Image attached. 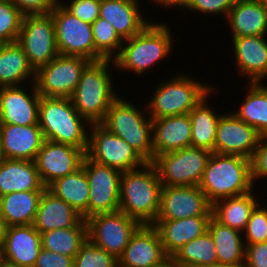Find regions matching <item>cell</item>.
<instances>
[{
    "mask_svg": "<svg viewBox=\"0 0 267 267\" xmlns=\"http://www.w3.org/2000/svg\"><path fill=\"white\" fill-rule=\"evenodd\" d=\"M110 65L116 68L113 60L91 62L70 97L75 109L90 124L101 123L110 105L119 97L113 88Z\"/></svg>",
    "mask_w": 267,
    "mask_h": 267,
    "instance_id": "5b68a950",
    "label": "cell"
},
{
    "mask_svg": "<svg viewBox=\"0 0 267 267\" xmlns=\"http://www.w3.org/2000/svg\"><path fill=\"white\" fill-rule=\"evenodd\" d=\"M178 73L169 81L159 82L146 108L151 119L188 114L200 101L215 89L208 83ZM174 77V78H173ZM214 88V89H213Z\"/></svg>",
    "mask_w": 267,
    "mask_h": 267,
    "instance_id": "52a82bcc",
    "label": "cell"
},
{
    "mask_svg": "<svg viewBox=\"0 0 267 267\" xmlns=\"http://www.w3.org/2000/svg\"><path fill=\"white\" fill-rule=\"evenodd\" d=\"M42 248L74 258L87 239V224L81 219L72 228H60L41 233Z\"/></svg>",
    "mask_w": 267,
    "mask_h": 267,
    "instance_id": "8d00e7d4",
    "label": "cell"
},
{
    "mask_svg": "<svg viewBox=\"0 0 267 267\" xmlns=\"http://www.w3.org/2000/svg\"><path fill=\"white\" fill-rule=\"evenodd\" d=\"M244 267H267V241L245 245Z\"/></svg>",
    "mask_w": 267,
    "mask_h": 267,
    "instance_id": "bcb514c9",
    "label": "cell"
},
{
    "mask_svg": "<svg viewBox=\"0 0 267 267\" xmlns=\"http://www.w3.org/2000/svg\"><path fill=\"white\" fill-rule=\"evenodd\" d=\"M3 225H2V221L0 219V247H1V244H2V236H3Z\"/></svg>",
    "mask_w": 267,
    "mask_h": 267,
    "instance_id": "f907efd6",
    "label": "cell"
},
{
    "mask_svg": "<svg viewBox=\"0 0 267 267\" xmlns=\"http://www.w3.org/2000/svg\"><path fill=\"white\" fill-rule=\"evenodd\" d=\"M172 36L168 23L150 22L139 34L124 40L120 53L113 60L116 70L144 75L173 52Z\"/></svg>",
    "mask_w": 267,
    "mask_h": 267,
    "instance_id": "7a4b0ae2",
    "label": "cell"
},
{
    "mask_svg": "<svg viewBox=\"0 0 267 267\" xmlns=\"http://www.w3.org/2000/svg\"><path fill=\"white\" fill-rule=\"evenodd\" d=\"M253 192L254 190L216 201L212 205V216L221 224L242 233L250 219L251 212L260 203L259 198H256Z\"/></svg>",
    "mask_w": 267,
    "mask_h": 267,
    "instance_id": "1f68e13d",
    "label": "cell"
},
{
    "mask_svg": "<svg viewBox=\"0 0 267 267\" xmlns=\"http://www.w3.org/2000/svg\"><path fill=\"white\" fill-rule=\"evenodd\" d=\"M211 151L187 147L156 156L152 161L162 186H198Z\"/></svg>",
    "mask_w": 267,
    "mask_h": 267,
    "instance_id": "ba28073f",
    "label": "cell"
},
{
    "mask_svg": "<svg viewBox=\"0 0 267 267\" xmlns=\"http://www.w3.org/2000/svg\"><path fill=\"white\" fill-rule=\"evenodd\" d=\"M236 0H192L186 8L188 11L209 14L210 16L222 15L227 18L230 9L234 6Z\"/></svg>",
    "mask_w": 267,
    "mask_h": 267,
    "instance_id": "ee69618b",
    "label": "cell"
},
{
    "mask_svg": "<svg viewBox=\"0 0 267 267\" xmlns=\"http://www.w3.org/2000/svg\"><path fill=\"white\" fill-rule=\"evenodd\" d=\"M215 90L211 91L188 114L191 119V147L204 148L214 152V144L218 121L222 114H216V109L208 105V99Z\"/></svg>",
    "mask_w": 267,
    "mask_h": 267,
    "instance_id": "836d02e7",
    "label": "cell"
},
{
    "mask_svg": "<svg viewBox=\"0 0 267 267\" xmlns=\"http://www.w3.org/2000/svg\"><path fill=\"white\" fill-rule=\"evenodd\" d=\"M0 267H16V266H11V265H9L7 263H4V262L0 261Z\"/></svg>",
    "mask_w": 267,
    "mask_h": 267,
    "instance_id": "816d5d0a",
    "label": "cell"
},
{
    "mask_svg": "<svg viewBox=\"0 0 267 267\" xmlns=\"http://www.w3.org/2000/svg\"><path fill=\"white\" fill-rule=\"evenodd\" d=\"M5 44H6V43L3 42V41L0 39V51H1L2 47H3Z\"/></svg>",
    "mask_w": 267,
    "mask_h": 267,
    "instance_id": "11a10c76",
    "label": "cell"
},
{
    "mask_svg": "<svg viewBox=\"0 0 267 267\" xmlns=\"http://www.w3.org/2000/svg\"><path fill=\"white\" fill-rule=\"evenodd\" d=\"M90 60L79 56L57 55L35 72L37 92L44 97H68L74 93Z\"/></svg>",
    "mask_w": 267,
    "mask_h": 267,
    "instance_id": "9c48e42d",
    "label": "cell"
},
{
    "mask_svg": "<svg viewBox=\"0 0 267 267\" xmlns=\"http://www.w3.org/2000/svg\"><path fill=\"white\" fill-rule=\"evenodd\" d=\"M38 124L45 140L87 151L91 124L78 113L70 98L41 96Z\"/></svg>",
    "mask_w": 267,
    "mask_h": 267,
    "instance_id": "277c9868",
    "label": "cell"
},
{
    "mask_svg": "<svg viewBox=\"0 0 267 267\" xmlns=\"http://www.w3.org/2000/svg\"><path fill=\"white\" fill-rule=\"evenodd\" d=\"M86 156L94 162L120 172L141 167L146 163L130 145L101 123H93L89 126Z\"/></svg>",
    "mask_w": 267,
    "mask_h": 267,
    "instance_id": "30bf717a",
    "label": "cell"
},
{
    "mask_svg": "<svg viewBox=\"0 0 267 267\" xmlns=\"http://www.w3.org/2000/svg\"><path fill=\"white\" fill-rule=\"evenodd\" d=\"M207 231L215 244L218 264L229 267H244L245 243L240 231L218 222L213 216Z\"/></svg>",
    "mask_w": 267,
    "mask_h": 267,
    "instance_id": "f1b7e54d",
    "label": "cell"
},
{
    "mask_svg": "<svg viewBox=\"0 0 267 267\" xmlns=\"http://www.w3.org/2000/svg\"><path fill=\"white\" fill-rule=\"evenodd\" d=\"M198 186L211 205L220 199L253 191L249 159L212 152Z\"/></svg>",
    "mask_w": 267,
    "mask_h": 267,
    "instance_id": "3957f363",
    "label": "cell"
},
{
    "mask_svg": "<svg viewBox=\"0 0 267 267\" xmlns=\"http://www.w3.org/2000/svg\"><path fill=\"white\" fill-rule=\"evenodd\" d=\"M231 38L236 71L247 77L249 83L264 82L267 79V35Z\"/></svg>",
    "mask_w": 267,
    "mask_h": 267,
    "instance_id": "44dd1931",
    "label": "cell"
},
{
    "mask_svg": "<svg viewBox=\"0 0 267 267\" xmlns=\"http://www.w3.org/2000/svg\"><path fill=\"white\" fill-rule=\"evenodd\" d=\"M141 4L133 0H100L99 17L109 21L119 36L129 39L139 34L151 21L144 17Z\"/></svg>",
    "mask_w": 267,
    "mask_h": 267,
    "instance_id": "d4e9b609",
    "label": "cell"
},
{
    "mask_svg": "<svg viewBox=\"0 0 267 267\" xmlns=\"http://www.w3.org/2000/svg\"><path fill=\"white\" fill-rule=\"evenodd\" d=\"M202 267H229V266H223V265H214V266H202Z\"/></svg>",
    "mask_w": 267,
    "mask_h": 267,
    "instance_id": "db71d44e",
    "label": "cell"
},
{
    "mask_svg": "<svg viewBox=\"0 0 267 267\" xmlns=\"http://www.w3.org/2000/svg\"><path fill=\"white\" fill-rule=\"evenodd\" d=\"M212 216H195L176 220H155L163 250L172 257L185 244L203 235Z\"/></svg>",
    "mask_w": 267,
    "mask_h": 267,
    "instance_id": "cb8c5ba5",
    "label": "cell"
},
{
    "mask_svg": "<svg viewBox=\"0 0 267 267\" xmlns=\"http://www.w3.org/2000/svg\"><path fill=\"white\" fill-rule=\"evenodd\" d=\"M154 267H175L172 258L168 257L163 263Z\"/></svg>",
    "mask_w": 267,
    "mask_h": 267,
    "instance_id": "681fc988",
    "label": "cell"
},
{
    "mask_svg": "<svg viewBox=\"0 0 267 267\" xmlns=\"http://www.w3.org/2000/svg\"><path fill=\"white\" fill-rule=\"evenodd\" d=\"M91 28L95 44V61L114 60L120 53L124 40L109 21L100 17L91 24Z\"/></svg>",
    "mask_w": 267,
    "mask_h": 267,
    "instance_id": "74e56055",
    "label": "cell"
},
{
    "mask_svg": "<svg viewBox=\"0 0 267 267\" xmlns=\"http://www.w3.org/2000/svg\"><path fill=\"white\" fill-rule=\"evenodd\" d=\"M226 19L231 37L267 35V8L258 0H236Z\"/></svg>",
    "mask_w": 267,
    "mask_h": 267,
    "instance_id": "4316f807",
    "label": "cell"
},
{
    "mask_svg": "<svg viewBox=\"0 0 267 267\" xmlns=\"http://www.w3.org/2000/svg\"><path fill=\"white\" fill-rule=\"evenodd\" d=\"M242 233L245 245L267 241V205L254 208Z\"/></svg>",
    "mask_w": 267,
    "mask_h": 267,
    "instance_id": "60d3db41",
    "label": "cell"
},
{
    "mask_svg": "<svg viewBox=\"0 0 267 267\" xmlns=\"http://www.w3.org/2000/svg\"><path fill=\"white\" fill-rule=\"evenodd\" d=\"M43 191L12 192L0 197L3 227L33 224Z\"/></svg>",
    "mask_w": 267,
    "mask_h": 267,
    "instance_id": "4dcf8cb0",
    "label": "cell"
},
{
    "mask_svg": "<svg viewBox=\"0 0 267 267\" xmlns=\"http://www.w3.org/2000/svg\"><path fill=\"white\" fill-rule=\"evenodd\" d=\"M17 43L35 71L59 55L51 13L24 15Z\"/></svg>",
    "mask_w": 267,
    "mask_h": 267,
    "instance_id": "8fae6325",
    "label": "cell"
},
{
    "mask_svg": "<svg viewBox=\"0 0 267 267\" xmlns=\"http://www.w3.org/2000/svg\"><path fill=\"white\" fill-rule=\"evenodd\" d=\"M189 114L152 119L153 160L156 156L191 147Z\"/></svg>",
    "mask_w": 267,
    "mask_h": 267,
    "instance_id": "603a6c76",
    "label": "cell"
},
{
    "mask_svg": "<svg viewBox=\"0 0 267 267\" xmlns=\"http://www.w3.org/2000/svg\"><path fill=\"white\" fill-rule=\"evenodd\" d=\"M212 216V205L199 186H162L155 220Z\"/></svg>",
    "mask_w": 267,
    "mask_h": 267,
    "instance_id": "9a60e30c",
    "label": "cell"
},
{
    "mask_svg": "<svg viewBox=\"0 0 267 267\" xmlns=\"http://www.w3.org/2000/svg\"><path fill=\"white\" fill-rule=\"evenodd\" d=\"M73 267H118V259L86 239L73 258Z\"/></svg>",
    "mask_w": 267,
    "mask_h": 267,
    "instance_id": "f35d334b",
    "label": "cell"
},
{
    "mask_svg": "<svg viewBox=\"0 0 267 267\" xmlns=\"http://www.w3.org/2000/svg\"><path fill=\"white\" fill-rule=\"evenodd\" d=\"M162 183L152 162L122 172L119 210L140 224H153L160 208Z\"/></svg>",
    "mask_w": 267,
    "mask_h": 267,
    "instance_id": "6da1fadb",
    "label": "cell"
},
{
    "mask_svg": "<svg viewBox=\"0 0 267 267\" xmlns=\"http://www.w3.org/2000/svg\"><path fill=\"white\" fill-rule=\"evenodd\" d=\"M2 159L1 149H0V160Z\"/></svg>",
    "mask_w": 267,
    "mask_h": 267,
    "instance_id": "9f6ffc18",
    "label": "cell"
},
{
    "mask_svg": "<svg viewBox=\"0 0 267 267\" xmlns=\"http://www.w3.org/2000/svg\"><path fill=\"white\" fill-rule=\"evenodd\" d=\"M223 113L218 121L214 153L240 155L249 159L261 135L231 111Z\"/></svg>",
    "mask_w": 267,
    "mask_h": 267,
    "instance_id": "ac0fdd59",
    "label": "cell"
},
{
    "mask_svg": "<svg viewBox=\"0 0 267 267\" xmlns=\"http://www.w3.org/2000/svg\"><path fill=\"white\" fill-rule=\"evenodd\" d=\"M24 15L48 14L59 0H10Z\"/></svg>",
    "mask_w": 267,
    "mask_h": 267,
    "instance_id": "f6af8a7d",
    "label": "cell"
},
{
    "mask_svg": "<svg viewBox=\"0 0 267 267\" xmlns=\"http://www.w3.org/2000/svg\"><path fill=\"white\" fill-rule=\"evenodd\" d=\"M167 258L157 229L152 224H141L118 258V267H154Z\"/></svg>",
    "mask_w": 267,
    "mask_h": 267,
    "instance_id": "ffe728a7",
    "label": "cell"
},
{
    "mask_svg": "<svg viewBox=\"0 0 267 267\" xmlns=\"http://www.w3.org/2000/svg\"><path fill=\"white\" fill-rule=\"evenodd\" d=\"M250 175L254 185L259 179L267 178V136H261L258 146L249 158ZM258 179V180H257Z\"/></svg>",
    "mask_w": 267,
    "mask_h": 267,
    "instance_id": "7bdbcfd3",
    "label": "cell"
},
{
    "mask_svg": "<svg viewBox=\"0 0 267 267\" xmlns=\"http://www.w3.org/2000/svg\"><path fill=\"white\" fill-rule=\"evenodd\" d=\"M258 1L267 8V0H258Z\"/></svg>",
    "mask_w": 267,
    "mask_h": 267,
    "instance_id": "f5cc1de1",
    "label": "cell"
},
{
    "mask_svg": "<svg viewBox=\"0 0 267 267\" xmlns=\"http://www.w3.org/2000/svg\"><path fill=\"white\" fill-rule=\"evenodd\" d=\"M171 258L175 267L218 265L215 244L208 231L185 244Z\"/></svg>",
    "mask_w": 267,
    "mask_h": 267,
    "instance_id": "d590c367",
    "label": "cell"
},
{
    "mask_svg": "<svg viewBox=\"0 0 267 267\" xmlns=\"http://www.w3.org/2000/svg\"><path fill=\"white\" fill-rule=\"evenodd\" d=\"M85 156L83 149L45 140L34 162L43 185L48 187L56 179L80 169Z\"/></svg>",
    "mask_w": 267,
    "mask_h": 267,
    "instance_id": "2e32d148",
    "label": "cell"
},
{
    "mask_svg": "<svg viewBox=\"0 0 267 267\" xmlns=\"http://www.w3.org/2000/svg\"><path fill=\"white\" fill-rule=\"evenodd\" d=\"M41 249V234L32 224L3 228L0 261L16 267H33Z\"/></svg>",
    "mask_w": 267,
    "mask_h": 267,
    "instance_id": "e0dca14e",
    "label": "cell"
},
{
    "mask_svg": "<svg viewBox=\"0 0 267 267\" xmlns=\"http://www.w3.org/2000/svg\"><path fill=\"white\" fill-rule=\"evenodd\" d=\"M64 7L80 20L92 24L99 17L100 0H71L67 6L59 0Z\"/></svg>",
    "mask_w": 267,
    "mask_h": 267,
    "instance_id": "b9f144b4",
    "label": "cell"
},
{
    "mask_svg": "<svg viewBox=\"0 0 267 267\" xmlns=\"http://www.w3.org/2000/svg\"><path fill=\"white\" fill-rule=\"evenodd\" d=\"M132 103L134 102H128L125 97L123 99L119 96L110 105L101 124L122 138L146 162H152V119L146 106L141 107L145 108L142 111Z\"/></svg>",
    "mask_w": 267,
    "mask_h": 267,
    "instance_id": "8992f818",
    "label": "cell"
},
{
    "mask_svg": "<svg viewBox=\"0 0 267 267\" xmlns=\"http://www.w3.org/2000/svg\"><path fill=\"white\" fill-rule=\"evenodd\" d=\"M248 84L245 101L237 111L231 112L255 128L261 136H267V86L262 82Z\"/></svg>",
    "mask_w": 267,
    "mask_h": 267,
    "instance_id": "e575fe53",
    "label": "cell"
},
{
    "mask_svg": "<svg viewBox=\"0 0 267 267\" xmlns=\"http://www.w3.org/2000/svg\"><path fill=\"white\" fill-rule=\"evenodd\" d=\"M24 14L10 0H0V39L17 42Z\"/></svg>",
    "mask_w": 267,
    "mask_h": 267,
    "instance_id": "ab89813d",
    "label": "cell"
},
{
    "mask_svg": "<svg viewBox=\"0 0 267 267\" xmlns=\"http://www.w3.org/2000/svg\"><path fill=\"white\" fill-rule=\"evenodd\" d=\"M192 0H154V3L158 4L157 6H163L164 8H177L179 7L180 9L184 8L186 9Z\"/></svg>",
    "mask_w": 267,
    "mask_h": 267,
    "instance_id": "c3c4849f",
    "label": "cell"
},
{
    "mask_svg": "<svg viewBox=\"0 0 267 267\" xmlns=\"http://www.w3.org/2000/svg\"><path fill=\"white\" fill-rule=\"evenodd\" d=\"M82 167L89 182L88 218L119 211L122 172L85 156Z\"/></svg>",
    "mask_w": 267,
    "mask_h": 267,
    "instance_id": "5bb4252c",
    "label": "cell"
},
{
    "mask_svg": "<svg viewBox=\"0 0 267 267\" xmlns=\"http://www.w3.org/2000/svg\"><path fill=\"white\" fill-rule=\"evenodd\" d=\"M33 267H73V258L42 248Z\"/></svg>",
    "mask_w": 267,
    "mask_h": 267,
    "instance_id": "7dc6e473",
    "label": "cell"
},
{
    "mask_svg": "<svg viewBox=\"0 0 267 267\" xmlns=\"http://www.w3.org/2000/svg\"><path fill=\"white\" fill-rule=\"evenodd\" d=\"M45 141L39 124H0L2 158L34 161Z\"/></svg>",
    "mask_w": 267,
    "mask_h": 267,
    "instance_id": "7402d4cb",
    "label": "cell"
},
{
    "mask_svg": "<svg viewBox=\"0 0 267 267\" xmlns=\"http://www.w3.org/2000/svg\"><path fill=\"white\" fill-rule=\"evenodd\" d=\"M29 86L32 87L30 93L23 85L0 88V124H38L41 95L37 92L35 83Z\"/></svg>",
    "mask_w": 267,
    "mask_h": 267,
    "instance_id": "d6986e66",
    "label": "cell"
},
{
    "mask_svg": "<svg viewBox=\"0 0 267 267\" xmlns=\"http://www.w3.org/2000/svg\"><path fill=\"white\" fill-rule=\"evenodd\" d=\"M36 164L30 160H0V197L12 192L44 191Z\"/></svg>",
    "mask_w": 267,
    "mask_h": 267,
    "instance_id": "83f0119b",
    "label": "cell"
},
{
    "mask_svg": "<svg viewBox=\"0 0 267 267\" xmlns=\"http://www.w3.org/2000/svg\"><path fill=\"white\" fill-rule=\"evenodd\" d=\"M35 70L29 64L22 47L17 43H6L0 51V88L17 87L35 82ZM31 81V82H30Z\"/></svg>",
    "mask_w": 267,
    "mask_h": 267,
    "instance_id": "f546056e",
    "label": "cell"
},
{
    "mask_svg": "<svg viewBox=\"0 0 267 267\" xmlns=\"http://www.w3.org/2000/svg\"><path fill=\"white\" fill-rule=\"evenodd\" d=\"M50 13L54 21L59 54L79 56L95 62V44L91 24L75 17L60 1Z\"/></svg>",
    "mask_w": 267,
    "mask_h": 267,
    "instance_id": "4fadbf2b",
    "label": "cell"
},
{
    "mask_svg": "<svg viewBox=\"0 0 267 267\" xmlns=\"http://www.w3.org/2000/svg\"><path fill=\"white\" fill-rule=\"evenodd\" d=\"M87 239L118 259L141 225L124 212L98 213L86 219Z\"/></svg>",
    "mask_w": 267,
    "mask_h": 267,
    "instance_id": "7c38bea8",
    "label": "cell"
},
{
    "mask_svg": "<svg viewBox=\"0 0 267 267\" xmlns=\"http://www.w3.org/2000/svg\"><path fill=\"white\" fill-rule=\"evenodd\" d=\"M82 216L63 199L47 187L44 189L37 208L33 226L41 234L60 228H72Z\"/></svg>",
    "mask_w": 267,
    "mask_h": 267,
    "instance_id": "484cf974",
    "label": "cell"
},
{
    "mask_svg": "<svg viewBox=\"0 0 267 267\" xmlns=\"http://www.w3.org/2000/svg\"><path fill=\"white\" fill-rule=\"evenodd\" d=\"M47 188L71 205L83 219L88 218L89 182L83 167L56 179Z\"/></svg>",
    "mask_w": 267,
    "mask_h": 267,
    "instance_id": "d6a6232c",
    "label": "cell"
}]
</instances>
